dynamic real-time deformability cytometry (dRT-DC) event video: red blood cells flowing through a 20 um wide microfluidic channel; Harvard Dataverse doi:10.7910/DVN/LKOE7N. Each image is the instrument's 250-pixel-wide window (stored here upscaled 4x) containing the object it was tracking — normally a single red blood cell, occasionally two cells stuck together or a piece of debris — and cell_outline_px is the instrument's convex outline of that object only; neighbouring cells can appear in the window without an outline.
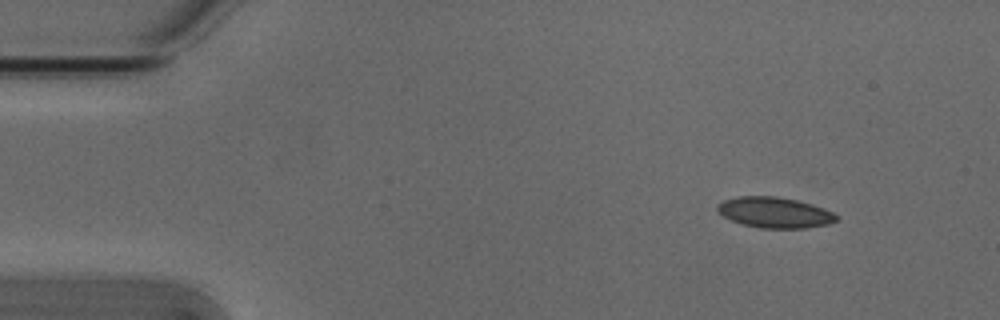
{"species": "Egyptian fruit bat (a non-hibernating species)", "species_latin": "Rousettus aegyptiacus", "temperature_condition": "cold", "stored_images_in_passage": 48, "camera_frame_rate_fps": 3000, "um_per_image_px": 0.085, "animal": {"sex": "male"}, "frame": {"image": 1, "passage_image": 1, "time_ms": 0.0, "image_size_px": [1000, 320], "cell_outline_px": [[840, 220], [828, 224], [804, 228], [760, 228], [744, 224], [732, 220], [724, 216], [716, 208], [716, 204], [724, 200], [740, 196], [776, 196], [796, 200], [812, 204], [824, 208], [840, 216]], "centroid_in_image_um": [65.89, 18.06], "position_along_channel_um": 19.1, "area_um2": 21.27}}
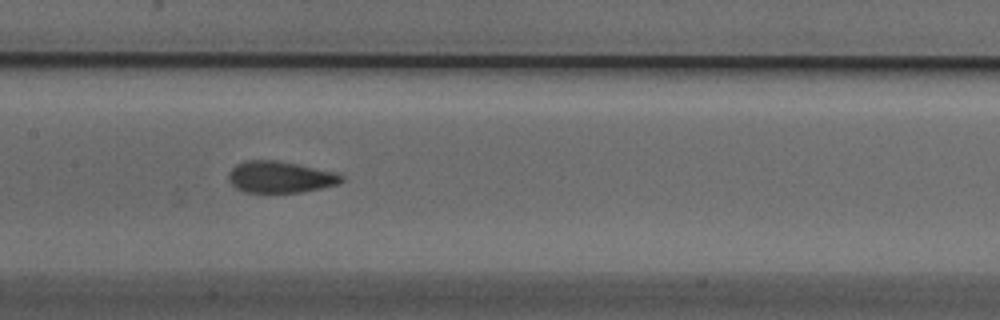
{"frame": {"image": 2, "passage_image": 21, "time_ms": 6.667, "image_size_px": [1000, 320], "cell_outline_px": [[344, 180], [340, 184], [304, 192], [244, 192], [236, 188], [228, 180], [228, 176], [232, 168], [236, 164], [248, 160], [280, 160], [332, 172], [344, 176]], "centroid_in_image_um": [23.82, 15.05], "position_along_channel_um": 183.6, "area_um2": 20.75}}
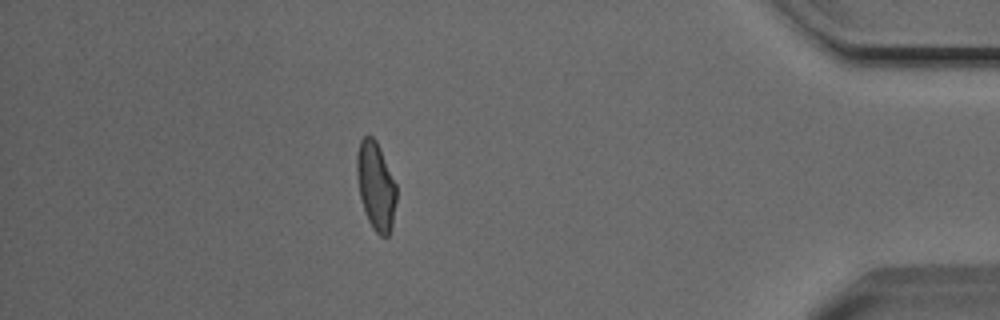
{"frame": {"image": 3, "passage_image": 42, "time_ms": 13.667, "image_size_px": [1000, 320], "cell_outline_px": [[396, 200], [392, 228], [388, 236], [380, 236], [372, 228], [368, 220], [360, 196], [356, 172], [356, 156], [360, 140], [364, 136], [372, 136], [376, 140], [380, 148], [396, 184]], "centroid_in_image_um": [31.94, 15.8], "position_along_channel_um": 403.3, "area_um2": 20.29}, "authors_computed_cell_mechanics": {"area_um2": 20.5768, "velocity_mm_per_s": 3.8178, "shape_relaxation_time_tau1_ms": null, "shape_relaxation_time_tau2_ms": 1.4611, "deformation_change_tau1": null, "deformation_change_tau2": 0.0518}}